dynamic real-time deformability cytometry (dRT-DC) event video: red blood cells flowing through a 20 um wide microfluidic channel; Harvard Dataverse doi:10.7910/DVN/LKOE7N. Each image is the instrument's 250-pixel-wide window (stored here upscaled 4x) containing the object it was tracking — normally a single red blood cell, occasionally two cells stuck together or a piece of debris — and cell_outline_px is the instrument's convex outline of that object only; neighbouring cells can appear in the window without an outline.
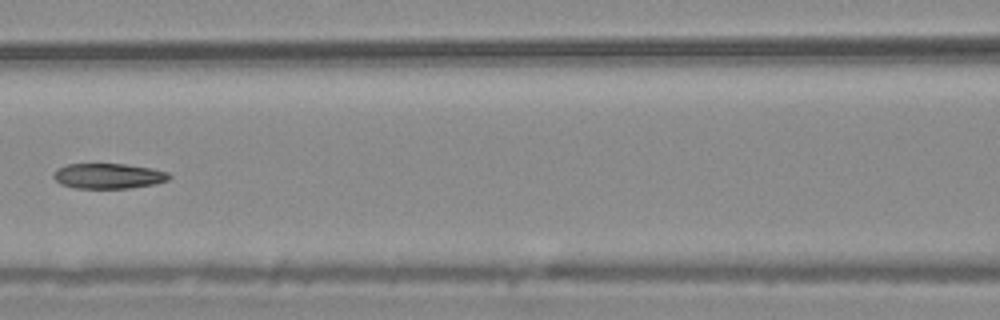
{"species": "common noctule bat (a hibernating species)", "species_latin": "Nyctalus noctula", "temperature_condition": "warm", "stored_images_in_passage": 8, "camera_frame_rate_fps": 3000, "um_per_image_px": 0.085, "animal": {"sex": "male", "body_mass_g": 20.4}, "frame": {"image": 1, "passage_image": 7, "time_ms": 2.0, "image_size_px": [1000, 320], "cell_outline_px": [[172, 176], [168, 180], [152, 184], [128, 188], [76, 188], [60, 184], [52, 176], [56, 168], [68, 164], [124, 164], [152, 168], [168, 172]], "centroid_in_image_um": [9.19, 14.95], "position_along_channel_um": 157.4, "area_um2": 16.99}}
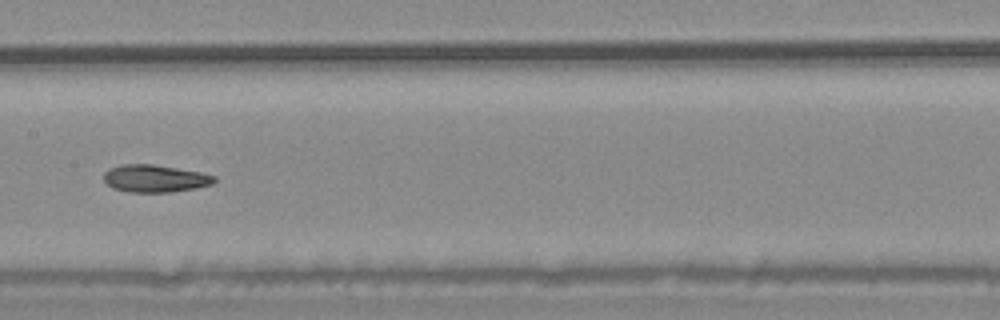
{"frame": {"image": 2, "passage_image": 8, "time_ms": 2.333, "image_size_px": [1000, 320], "cell_outline_px": [[216, 180], [212, 184], [196, 188], [172, 192], [128, 192], [112, 188], [104, 180], [104, 172], [108, 168], [120, 164], [152, 164], [204, 172], [216, 176]], "centroid_in_image_um": [13.18, 15.16], "position_along_channel_um": 194.2, "area_um2": 17.92}}